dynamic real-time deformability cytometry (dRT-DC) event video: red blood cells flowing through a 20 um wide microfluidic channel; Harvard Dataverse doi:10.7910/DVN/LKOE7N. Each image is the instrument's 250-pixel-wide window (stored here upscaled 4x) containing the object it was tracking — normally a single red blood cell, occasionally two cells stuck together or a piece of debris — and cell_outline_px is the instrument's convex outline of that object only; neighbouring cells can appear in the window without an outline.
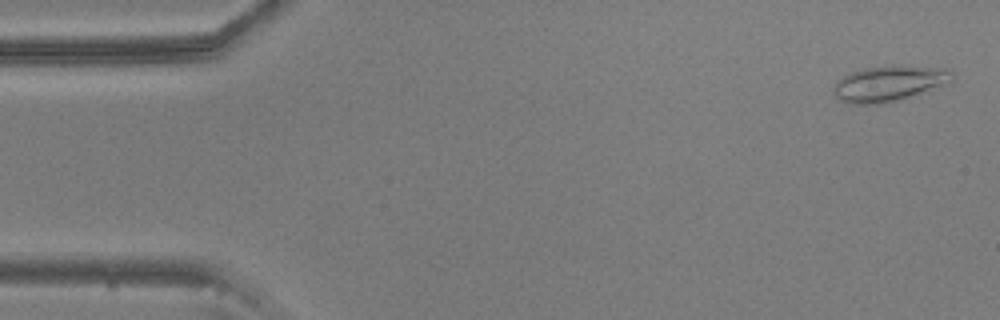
{"species": "common noctule bat (a hibernating species)", "species_latin": "Nyctalus noctula", "temperature_condition": "warm", "stored_images_in_passage": 54, "camera_frame_rate_fps": 3000, "um_per_image_px": 0.085, "animal": {"sex": "male", "body_mass_g": 20.5, "forearm_length_mm": 52.5}, "frame": {"image": 1, "passage_image": 2, "time_ms": 0.333, "image_size_px": [1000, 320], "cell_outline_px": [[952, 76], [948, 80], [940, 84], [908, 96], [896, 100], [880, 104], [852, 104], [840, 100], [832, 92], [832, 88], [844, 76], [852, 72], [864, 68], [892, 64], [900, 64], [948, 68], [952, 72]], "centroid_in_image_um": [75.49, 7.06], "position_along_channel_um": 9.5, "area_um2": 24.1}}
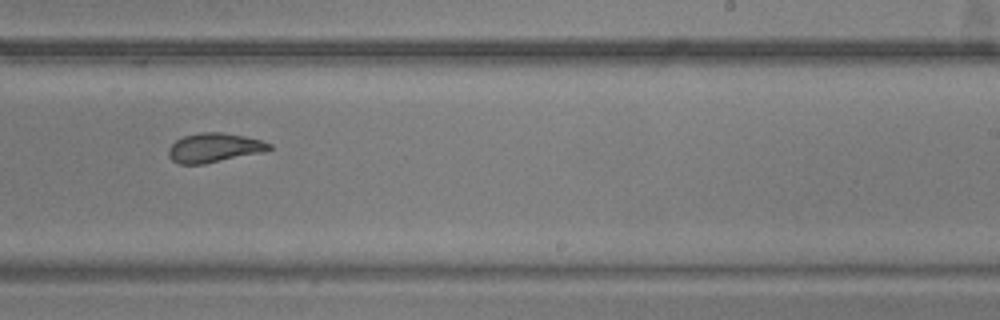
{"frame": {"image": 2, "passage_image": 33, "time_ms": 10.667, "image_size_px": [1000, 320], "cell_outline_px": [[272, 148], [264, 152], [204, 164], [180, 164], [172, 160], [168, 156], [168, 148], [176, 140], [184, 136], [200, 132], [220, 132], [244, 136], [260, 140], [272, 144]], "centroid_in_image_um": [18.2, 12.56], "position_along_channel_um": 270.8, "area_um2": 17.17}}
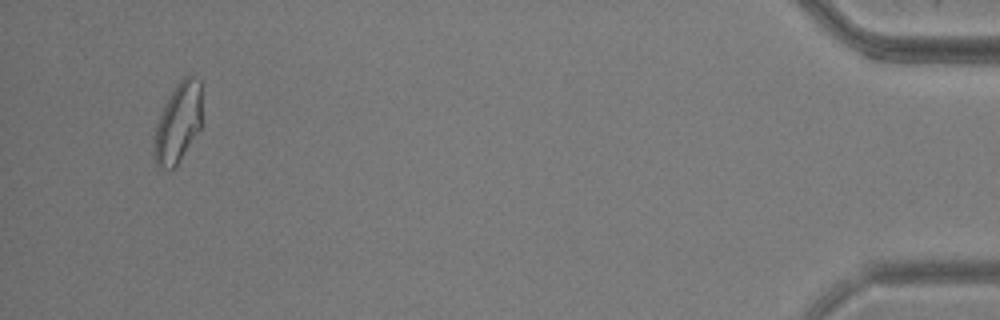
{"frame": {"image": 3, "passage_image": 52, "time_ms": 17.0, "image_size_px": [1000, 320], "cell_outline_px": [[200, 128], [180, 160], [172, 168], [156, 168], [152, 152], [152, 140], [156, 124], [160, 112], [172, 88], [184, 76], [192, 76], [200, 80]], "centroid_in_image_um": [15.06, 10.46], "position_along_channel_um": 420.1, "area_um2": 22.43}, "authors_computed_cell_mechanics": {"area_um2": 19.0451, "velocity_mm_per_s": 3.6709, "shape_relaxation_time_tau1_ms": null, "shape_relaxation_time_tau2_ms": 2.1989, "deformation_change_tau1": null, "deformation_change_tau2": 0.1048}}